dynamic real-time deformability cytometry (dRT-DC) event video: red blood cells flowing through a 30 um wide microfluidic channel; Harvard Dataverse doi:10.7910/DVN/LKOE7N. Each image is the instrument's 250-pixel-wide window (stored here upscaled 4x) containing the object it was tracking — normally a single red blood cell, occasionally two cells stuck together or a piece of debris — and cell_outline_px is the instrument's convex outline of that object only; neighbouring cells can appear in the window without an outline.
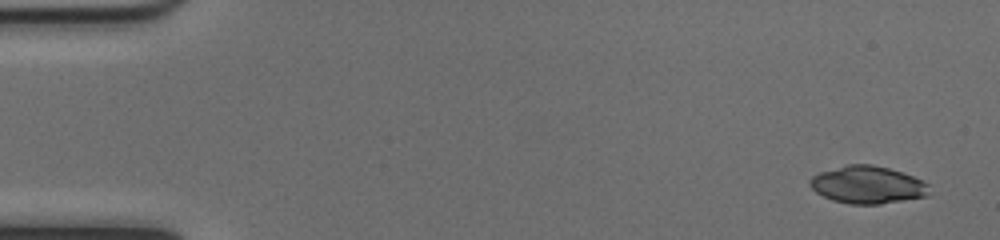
{"species": "common noctule bat (a hibernating species)", "species_latin": "Nyctalus noctula", "temperature_condition": "cold", "stored_images_in_passage": 50, "camera_frame_rate_fps": 3000, "um_per_image_px": 0.085, "animal": {"sex": "female", "body_mass_g": 17.0, "forearm_length_mm": 48.0}, "frame": {"image": 1, "passage_image": 1, "time_ms": 0.0, "image_size_px": [1000, 240], "cell_outline_px": [[928, 196], [880, 204], [848, 204], [832, 200], [816, 192], [808, 184], [808, 180], [812, 176], [820, 172], [848, 164], [872, 164], [888, 168], [912, 176], [928, 184]], "centroid_in_image_um": [73.71, 15.71], "position_along_channel_um": 11.3, "area_um2": 25.95}}
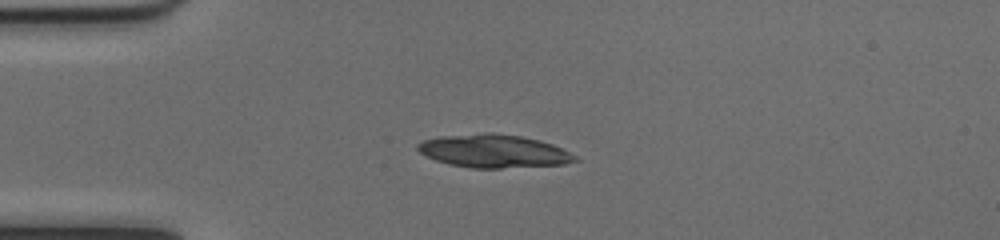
{"frame": {"image": 2, "passage_image": 12, "time_ms": 3.667, "image_size_px": [1000, 240], "cell_outline_px": [[580, 160], [564, 164], [500, 168], [472, 168], [448, 164], [436, 160], [420, 152], [416, 148], [416, 144], [424, 140], [440, 136], [488, 132], [492, 132], [520, 136], [540, 140], [552, 144], [576, 156]], "centroid_in_image_um": [41.95, 12.84], "position_along_channel_um": 43.0, "area_um2": 30.29}, "authors_computed_cell_mechanics": {"area_um2": 27.6862, "velocity_mm_per_s": 3.9972, "shape_relaxation_time_tau1_ms": 1.5494, "shape_relaxation_time_tau2_ms": 6.4292, "deformation_change_tau1": 0.2978, "deformation_change_tau2": 0.1001}}